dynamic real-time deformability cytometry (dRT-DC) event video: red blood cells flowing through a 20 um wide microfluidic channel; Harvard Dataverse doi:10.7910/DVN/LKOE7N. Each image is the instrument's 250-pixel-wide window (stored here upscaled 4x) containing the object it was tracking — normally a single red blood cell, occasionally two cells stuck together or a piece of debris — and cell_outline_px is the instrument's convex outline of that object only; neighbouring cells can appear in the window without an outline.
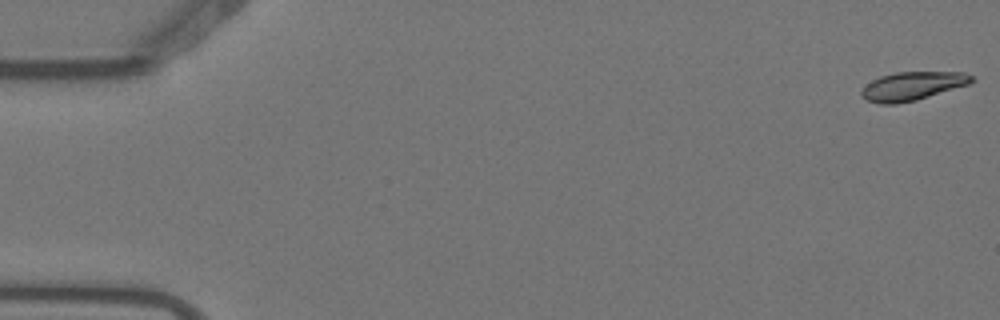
{"species": "Egyptian fruit bat (a non-hibernating species)", "species_latin": "Rousettus aegyptiacus", "temperature_condition": "warm", "stored_images_in_passage": 5, "camera_frame_rate_fps": 3000, "um_per_image_px": 0.085, "animal": {"sex": "female"}, "frame": {"image": 1, "passage_image": 1, "time_ms": 0.0, "image_size_px": [1000, 320], "cell_outline_px": [[976, 80], [968, 84], [916, 100], [896, 104], [880, 104], [868, 100], [860, 96], [860, 88], [872, 80], [880, 76], [896, 72], [964, 72], [972, 76]], "centroid_in_image_um": [77.51, 7.31], "position_along_channel_um": 7.5, "area_um2": 18.32}}